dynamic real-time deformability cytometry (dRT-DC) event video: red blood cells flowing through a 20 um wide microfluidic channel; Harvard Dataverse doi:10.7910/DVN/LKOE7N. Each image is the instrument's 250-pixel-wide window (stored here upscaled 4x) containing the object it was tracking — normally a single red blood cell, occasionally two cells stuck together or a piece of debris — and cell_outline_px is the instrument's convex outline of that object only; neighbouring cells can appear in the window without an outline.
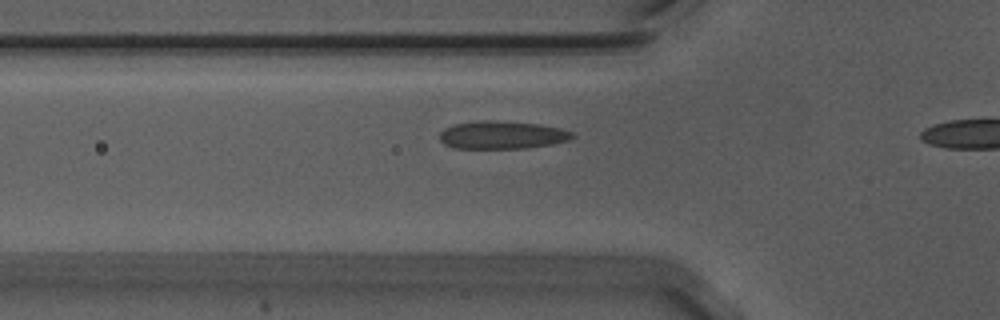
{"species": "Egyptian fruit bat (a non-hibernating species)", "species_latin": "Rousettus aegyptiacus", "temperature_condition": "warm", "stored_images_in_passage": 14, "camera_frame_rate_fps": 3000, "um_per_image_px": 0.085, "animal": {"sex": "male"}, "frame": {"image": 1, "passage_image": 12, "time_ms": 3.667, "image_size_px": [1000, 320], "cell_outline_px": [[576, 136], [568, 140], [552, 144], [528, 148], [456, 148], [444, 144], [440, 140], [440, 132], [444, 128], [456, 124], [480, 120], [492, 120], [540, 124], [560, 128], [572, 132]], "centroid_in_image_um": [42.69, 11.47], "position_along_channel_um": 83.1, "area_um2": 21.56}}